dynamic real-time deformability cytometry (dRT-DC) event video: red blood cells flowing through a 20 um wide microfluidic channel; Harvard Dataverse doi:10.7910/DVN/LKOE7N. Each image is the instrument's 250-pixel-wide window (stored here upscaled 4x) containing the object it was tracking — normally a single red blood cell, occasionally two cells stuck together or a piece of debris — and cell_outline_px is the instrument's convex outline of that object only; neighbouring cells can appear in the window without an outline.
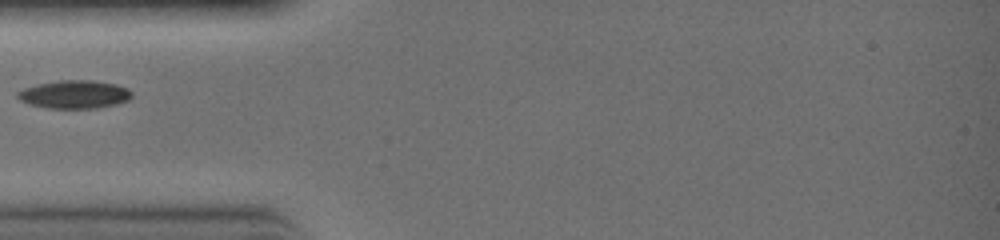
{"species": "common noctule bat (a hibernating species)", "species_latin": "Nyctalus noctula", "temperature_condition": "warm", "stored_images_in_passage": 19, "camera_frame_rate_fps": 3000, "um_per_image_px": 0.085, "animal": {"sex": "female", "body_mass_g": 19.0, "forearm_length_mm": 51.5}, "frame": {"image": 1, "passage_image": 1, "time_ms": 0.0, "image_size_px": [1000, 240], "cell_outline_px": [[132, 96], [128, 100], [116, 104], [96, 108], [48, 108], [32, 104], [20, 100], [16, 96], [16, 92], [24, 88], [36, 84], [60, 80], [92, 80], [116, 84], [128, 88], [132, 92]], "centroid_in_image_um": [6.34, 8.01], "position_along_channel_um": 78.7, "area_um2": 18.73}}